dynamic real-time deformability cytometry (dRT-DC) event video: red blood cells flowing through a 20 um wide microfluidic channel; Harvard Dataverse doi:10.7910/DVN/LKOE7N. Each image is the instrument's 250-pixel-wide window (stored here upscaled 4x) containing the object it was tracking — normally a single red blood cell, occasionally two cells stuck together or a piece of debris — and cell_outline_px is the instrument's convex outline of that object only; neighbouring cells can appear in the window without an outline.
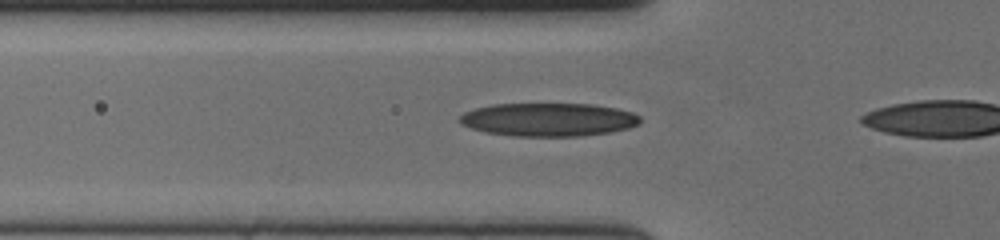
{"species": "human", "species_latin": "Homo sapiens", "temperature_condition": "cold", "stored_images_in_passage": 21, "camera_frame_rate_fps": 3000, "um_per_image_px": 0.085, "donor": {"sex": "female"}, "frame": {"image": 1, "passage_image": 15, "time_ms": 4.667, "image_size_px": [1000, 240], "cell_outline_px": [[640, 124], [628, 128], [608, 132], [580, 136], [512, 136], [484, 132], [460, 124], [456, 120], [464, 112], [476, 108], [492, 104], [592, 104], [616, 108], [632, 112], [640, 116]], "centroid_in_image_um": [46.59, 10.16], "position_along_channel_um": 79.2, "area_um2": 35.14}}
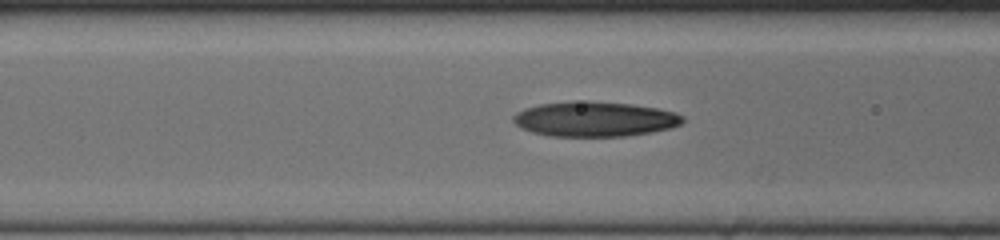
{"frame": {"image": 2, "passage_image": 18, "time_ms": 5.667, "image_size_px": [1000, 240], "cell_outline_px": [[684, 120], [680, 124], [672, 128], [652, 132], [624, 136], [552, 136], [532, 132], [520, 128], [512, 120], [512, 116], [516, 112], [524, 108], [540, 104], [572, 100], [588, 100], [632, 104], [656, 108], [672, 112], [684, 116]], "centroid_in_image_um": [50.51, 10.11], "position_along_channel_um": 116.1, "area_um2": 34.8}}